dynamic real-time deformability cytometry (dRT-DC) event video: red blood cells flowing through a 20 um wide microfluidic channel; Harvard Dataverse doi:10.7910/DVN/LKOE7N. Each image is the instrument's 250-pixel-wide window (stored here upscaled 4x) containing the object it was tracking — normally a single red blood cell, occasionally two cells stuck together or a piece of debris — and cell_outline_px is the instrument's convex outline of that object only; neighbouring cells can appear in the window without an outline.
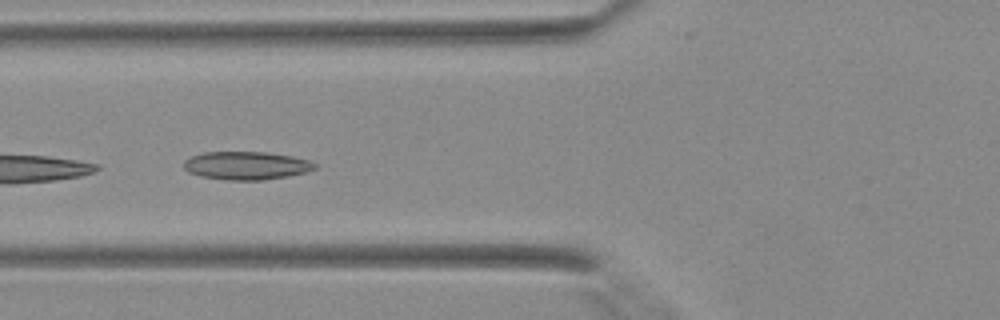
{"species": "Egyptian fruit bat (a non-hibernating species)", "species_latin": "Rousettus aegyptiacus", "temperature_condition": "warm", "stored_images_in_passage": 24, "camera_frame_rate_fps": 3000, "um_per_image_px": 0.085, "animal": {"sex": "female"}, "frame": {"image": 1, "passage_image": 14, "time_ms": 4.333, "image_size_px": [1000, 320], "cell_outline_px": [[316, 168], [304, 172], [288, 176], [260, 180], [224, 180], [200, 176], [188, 172], [184, 168], [184, 160], [192, 156], [204, 152], [268, 152], [292, 156], [308, 160], [316, 164]], "centroid_in_image_um": [20.91, 14.07], "position_along_channel_um": 104.9, "area_um2": 21.44}}